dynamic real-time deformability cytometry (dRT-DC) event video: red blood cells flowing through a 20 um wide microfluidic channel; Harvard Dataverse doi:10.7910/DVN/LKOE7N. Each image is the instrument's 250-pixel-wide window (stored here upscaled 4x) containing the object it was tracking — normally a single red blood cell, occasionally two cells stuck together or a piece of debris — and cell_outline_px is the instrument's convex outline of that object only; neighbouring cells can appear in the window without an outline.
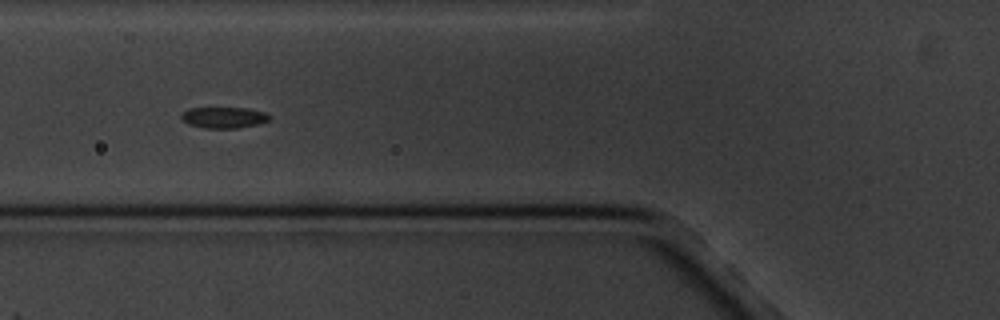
{"species": "common noctule bat (a hibernating species)", "species_latin": "Nyctalus noctula", "temperature_condition": "cold", "stored_images_in_passage": 12, "camera_frame_rate_fps": 3000, "um_per_image_px": 0.085, "animal": {"sex": "male", "body_mass_g": 20.1, "forearm_length_mm": 53.5}, "frame": {"image": 1, "passage_image": 6, "time_ms": 6.0, "image_size_px": [1000, 320], "cell_outline_px": [[272, 116], [268, 120], [256, 124], [236, 128], [204, 128], [188, 124], [180, 116], [188, 108], [248, 108], [268, 112]], "centroid_in_image_um": [19.06, 9.98], "position_along_channel_um": 106.7, "area_um2": 10.81}}
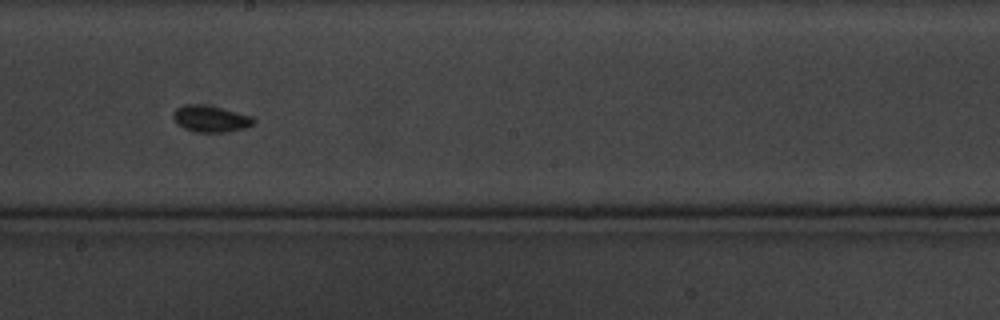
{"frame": {"image": 2, "passage_image": 9, "time_ms": 9.667, "image_size_px": [1000, 320], "cell_outline_px": [[256, 120], [252, 124], [244, 128], [228, 132], [196, 132], [184, 128], [176, 124], [172, 116], [172, 112], [176, 108], [184, 104], [200, 104], [220, 108], [252, 116]], "centroid_in_image_um": [17.85, 10.1], "position_along_channel_um": 230.3, "area_um2": 12.43}}
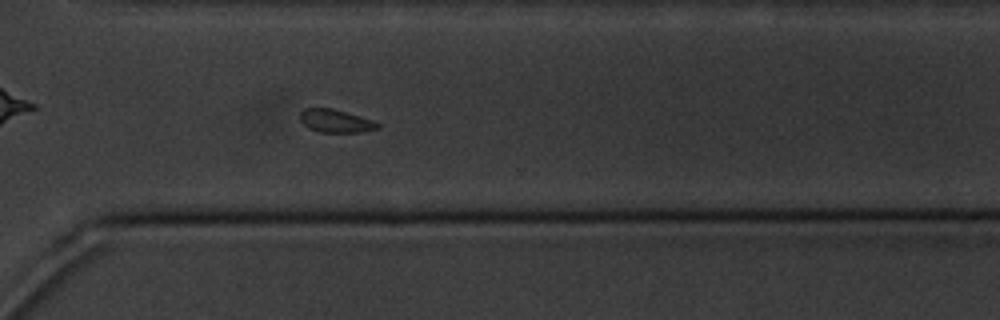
{"frame": {"image": 3, "passage_image": 12, "time_ms": 13.0, "image_size_px": [1000, 320], "cell_outline_px": [[380, 128], [360, 132], [320, 132], [308, 128], [300, 120], [300, 112], [304, 108], [332, 108], [360, 116], [372, 120], [380, 124]], "centroid_in_image_um": [28.52, 10.28], "position_along_channel_um": 342.1, "area_um2": 10.4}}